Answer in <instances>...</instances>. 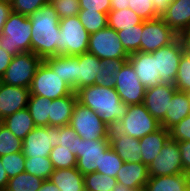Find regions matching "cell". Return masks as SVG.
Segmentation results:
<instances>
[{
  "label": "cell",
  "instance_id": "obj_1",
  "mask_svg": "<svg viewBox=\"0 0 190 191\" xmlns=\"http://www.w3.org/2000/svg\"><path fill=\"white\" fill-rule=\"evenodd\" d=\"M29 19L32 26L31 52L42 60L59 55L60 18L55 8L48 2Z\"/></svg>",
  "mask_w": 190,
  "mask_h": 191
},
{
  "label": "cell",
  "instance_id": "obj_2",
  "mask_svg": "<svg viewBox=\"0 0 190 191\" xmlns=\"http://www.w3.org/2000/svg\"><path fill=\"white\" fill-rule=\"evenodd\" d=\"M77 102L96 112L111 129L126 115L128 105L123 103L114 87L100 84L86 86L76 92Z\"/></svg>",
  "mask_w": 190,
  "mask_h": 191
},
{
  "label": "cell",
  "instance_id": "obj_3",
  "mask_svg": "<svg viewBox=\"0 0 190 191\" xmlns=\"http://www.w3.org/2000/svg\"><path fill=\"white\" fill-rule=\"evenodd\" d=\"M31 36L29 17L12 12L0 34V48L12 56L31 52Z\"/></svg>",
  "mask_w": 190,
  "mask_h": 191
},
{
  "label": "cell",
  "instance_id": "obj_4",
  "mask_svg": "<svg viewBox=\"0 0 190 191\" xmlns=\"http://www.w3.org/2000/svg\"><path fill=\"white\" fill-rule=\"evenodd\" d=\"M59 55H81L88 50L90 34L78 16L60 19Z\"/></svg>",
  "mask_w": 190,
  "mask_h": 191
},
{
  "label": "cell",
  "instance_id": "obj_5",
  "mask_svg": "<svg viewBox=\"0 0 190 191\" xmlns=\"http://www.w3.org/2000/svg\"><path fill=\"white\" fill-rule=\"evenodd\" d=\"M69 125L82 139H109L110 128L96 112L79 102L74 106Z\"/></svg>",
  "mask_w": 190,
  "mask_h": 191
},
{
  "label": "cell",
  "instance_id": "obj_6",
  "mask_svg": "<svg viewBox=\"0 0 190 191\" xmlns=\"http://www.w3.org/2000/svg\"><path fill=\"white\" fill-rule=\"evenodd\" d=\"M116 128L128 136L140 139L156 132L161 125L141 103L129 105L126 115L118 122Z\"/></svg>",
  "mask_w": 190,
  "mask_h": 191
},
{
  "label": "cell",
  "instance_id": "obj_7",
  "mask_svg": "<svg viewBox=\"0 0 190 191\" xmlns=\"http://www.w3.org/2000/svg\"><path fill=\"white\" fill-rule=\"evenodd\" d=\"M42 61L41 58L32 52L13 56L11 63L0 81L7 85L30 88L37 68Z\"/></svg>",
  "mask_w": 190,
  "mask_h": 191
},
{
  "label": "cell",
  "instance_id": "obj_8",
  "mask_svg": "<svg viewBox=\"0 0 190 191\" xmlns=\"http://www.w3.org/2000/svg\"><path fill=\"white\" fill-rule=\"evenodd\" d=\"M73 89L44 62L40 64L30 86V95H40L50 100L70 95Z\"/></svg>",
  "mask_w": 190,
  "mask_h": 191
},
{
  "label": "cell",
  "instance_id": "obj_9",
  "mask_svg": "<svg viewBox=\"0 0 190 191\" xmlns=\"http://www.w3.org/2000/svg\"><path fill=\"white\" fill-rule=\"evenodd\" d=\"M87 52L100 60L129 58L117 31L109 26L90 34Z\"/></svg>",
  "mask_w": 190,
  "mask_h": 191
},
{
  "label": "cell",
  "instance_id": "obj_10",
  "mask_svg": "<svg viewBox=\"0 0 190 191\" xmlns=\"http://www.w3.org/2000/svg\"><path fill=\"white\" fill-rule=\"evenodd\" d=\"M156 58L160 85L174 86L182 54L183 43L179 36L169 45L152 52Z\"/></svg>",
  "mask_w": 190,
  "mask_h": 191
},
{
  "label": "cell",
  "instance_id": "obj_11",
  "mask_svg": "<svg viewBox=\"0 0 190 191\" xmlns=\"http://www.w3.org/2000/svg\"><path fill=\"white\" fill-rule=\"evenodd\" d=\"M57 139V126H36L23 139L22 153L25 157H49Z\"/></svg>",
  "mask_w": 190,
  "mask_h": 191
},
{
  "label": "cell",
  "instance_id": "obj_12",
  "mask_svg": "<svg viewBox=\"0 0 190 191\" xmlns=\"http://www.w3.org/2000/svg\"><path fill=\"white\" fill-rule=\"evenodd\" d=\"M115 78L114 88L123 103L128 106L143 103L146 88L128 61L119 68Z\"/></svg>",
  "mask_w": 190,
  "mask_h": 191
},
{
  "label": "cell",
  "instance_id": "obj_13",
  "mask_svg": "<svg viewBox=\"0 0 190 191\" xmlns=\"http://www.w3.org/2000/svg\"><path fill=\"white\" fill-rule=\"evenodd\" d=\"M178 35L161 17L144 20L141 37V52L152 53L163 46L171 44Z\"/></svg>",
  "mask_w": 190,
  "mask_h": 191
},
{
  "label": "cell",
  "instance_id": "obj_14",
  "mask_svg": "<svg viewBox=\"0 0 190 191\" xmlns=\"http://www.w3.org/2000/svg\"><path fill=\"white\" fill-rule=\"evenodd\" d=\"M149 176H167L184 173L178 141L169 139L148 166Z\"/></svg>",
  "mask_w": 190,
  "mask_h": 191
},
{
  "label": "cell",
  "instance_id": "obj_15",
  "mask_svg": "<svg viewBox=\"0 0 190 191\" xmlns=\"http://www.w3.org/2000/svg\"><path fill=\"white\" fill-rule=\"evenodd\" d=\"M110 147L109 139L85 140L78 136L76 168L87 175L100 168L102 153Z\"/></svg>",
  "mask_w": 190,
  "mask_h": 191
},
{
  "label": "cell",
  "instance_id": "obj_16",
  "mask_svg": "<svg viewBox=\"0 0 190 191\" xmlns=\"http://www.w3.org/2000/svg\"><path fill=\"white\" fill-rule=\"evenodd\" d=\"M136 72L141 84L147 89L160 85V73L157 71L153 53L135 52L127 60Z\"/></svg>",
  "mask_w": 190,
  "mask_h": 191
},
{
  "label": "cell",
  "instance_id": "obj_17",
  "mask_svg": "<svg viewBox=\"0 0 190 191\" xmlns=\"http://www.w3.org/2000/svg\"><path fill=\"white\" fill-rule=\"evenodd\" d=\"M176 91L175 86L166 85L146 89L143 104L158 122L164 119L169 103Z\"/></svg>",
  "mask_w": 190,
  "mask_h": 191
},
{
  "label": "cell",
  "instance_id": "obj_18",
  "mask_svg": "<svg viewBox=\"0 0 190 191\" xmlns=\"http://www.w3.org/2000/svg\"><path fill=\"white\" fill-rule=\"evenodd\" d=\"M30 88L16 87L0 81V117L2 119L28 105Z\"/></svg>",
  "mask_w": 190,
  "mask_h": 191
},
{
  "label": "cell",
  "instance_id": "obj_19",
  "mask_svg": "<svg viewBox=\"0 0 190 191\" xmlns=\"http://www.w3.org/2000/svg\"><path fill=\"white\" fill-rule=\"evenodd\" d=\"M110 147L124 162H142L139 139L113 127L109 131Z\"/></svg>",
  "mask_w": 190,
  "mask_h": 191
},
{
  "label": "cell",
  "instance_id": "obj_20",
  "mask_svg": "<svg viewBox=\"0 0 190 191\" xmlns=\"http://www.w3.org/2000/svg\"><path fill=\"white\" fill-rule=\"evenodd\" d=\"M149 177L148 166L142 162H124L116 174L118 183L134 191L144 189Z\"/></svg>",
  "mask_w": 190,
  "mask_h": 191
},
{
  "label": "cell",
  "instance_id": "obj_21",
  "mask_svg": "<svg viewBox=\"0 0 190 191\" xmlns=\"http://www.w3.org/2000/svg\"><path fill=\"white\" fill-rule=\"evenodd\" d=\"M55 74L73 89L77 91V64L79 59L72 55H56L43 60Z\"/></svg>",
  "mask_w": 190,
  "mask_h": 191
},
{
  "label": "cell",
  "instance_id": "obj_22",
  "mask_svg": "<svg viewBox=\"0 0 190 191\" xmlns=\"http://www.w3.org/2000/svg\"><path fill=\"white\" fill-rule=\"evenodd\" d=\"M161 18L179 36L190 29V0L171 2Z\"/></svg>",
  "mask_w": 190,
  "mask_h": 191
},
{
  "label": "cell",
  "instance_id": "obj_23",
  "mask_svg": "<svg viewBox=\"0 0 190 191\" xmlns=\"http://www.w3.org/2000/svg\"><path fill=\"white\" fill-rule=\"evenodd\" d=\"M77 103V95L73 91L70 95L51 100L49 126H66L69 125L72 112Z\"/></svg>",
  "mask_w": 190,
  "mask_h": 191
},
{
  "label": "cell",
  "instance_id": "obj_24",
  "mask_svg": "<svg viewBox=\"0 0 190 191\" xmlns=\"http://www.w3.org/2000/svg\"><path fill=\"white\" fill-rule=\"evenodd\" d=\"M76 56L79 59L77 64V90L97 84V75L101 71L100 59L89 52Z\"/></svg>",
  "mask_w": 190,
  "mask_h": 191
},
{
  "label": "cell",
  "instance_id": "obj_25",
  "mask_svg": "<svg viewBox=\"0 0 190 191\" xmlns=\"http://www.w3.org/2000/svg\"><path fill=\"white\" fill-rule=\"evenodd\" d=\"M188 115H190V100L184 91L177 90L172 96L165 117L160 122V125L169 130Z\"/></svg>",
  "mask_w": 190,
  "mask_h": 191
},
{
  "label": "cell",
  "instance_id": "obj_26",
  "mask_svg": "<svg viewBox=\"0 0 190 191\" xmlns=\"http://www.w3.org/2000/svg\"><path fill=\"white\" fill-rule=\"evenodd\" d=\"M169 139V130L163 127L154 133L147 134L143 138H140L139 144L142 153V163L149 166Z\"/></svg>",
  "mask_w": 190,
  "mask_h": 191
},
{
  "label": "cell",
  "instance_id": "obj_27",
  "mask_svg": "<svg viewBox=\"0 0 190 191\" xmlns=\"http://www.w3.org/2000/svg\"><path fill=\"white\" fill-rule=\"evenodd\" d=\"M49 181L60 191H85L84 175L76 167L54 169Z\"/></svg>",
  "mask_w": 190,
  "mask_h": 191
},
{
  "label": "cell",
  "instance_id": "obj_28",
  "mask_svg": "<svg viewBox=\"0 0 190 191\" xmlns=\"http://www.w3.org/2000/svg\"><path fill=\"white\" fill-rule=\"evenodd\" d=\"M144 189L146 191H188L187 174L150 176Z\"/></svg>",
  "mask_w": 190,
  "mask_h": 191
},
{
  "label": "cell",
  "instance_id": "obj_29",
  "mask_svg": "<svg viewBox=\"0 0 190 191\" xmlns=\"http://www.w3.org/2000/svg\"><path fill=\"white\" fill-rule=\"evenodd\" d=\"M3 123L16 137L22 140L36 127L27 107L7 116L3 119Z\"/></svg>",
  "mask_w": 190,
  "mask_h": 191
},
{
  "label": "cell",
  "instance_id": "obj_30",
  "mask_svg": "<svg viewBox=\"0 0 190 191\" xmlns=\"http://www.w3.org/2000/svg\"><path fill=\"white\" fill-rule=\"evenodd\" d=\"M144 20L130 8L123 10H110L108 13V26L115 31L124 30V28H135L142 24Z\"/></svg>",
  "mask_w": 190,
  "mask_h": 191
},
{
  "label": "cell",
  "instance_id": "obj_31",
  "mask_svg": "<svg viewBox=\"0 0 190 191\" xmlns=\"http://www.w3.org/2000/svg\"><path fill=\"white\" fill-rule=\"evenodd\" d=\"M51 100L40 95H30L27 108L36 126H49Z\"/></svg>",
  "mask_w": 190,
  "mask_h": 191
},
{
  "label": "cell",
  "instance_id": "obj_32",
  "mask_svg": "<svg viewBox=\"0 0 190 191\" xmlns=\"http://www.w3.org/2000/svg\"><path fill=\"white\" fill-rule=\"evenodd\" d=\"M128 59H105L100 60L101 71L97 75V84L104 87H114L116 81V74L119 68Z\"/></svg>",
  "mask_w": 190,
  "mask_h": 191
},
{
  "label": "cell",
  "instance_id": "obj_33",
  "mask_svg": "<svg viewBox=\"0 0 190 191\" xmlns=\"http://www.w3.org/2000/svg\"><path fill=\"white\" fill-rule=\"evenodd\" d=\"M43 181L33 174L22 172L9 178L5 191H38Z\"/></svg>",
  "mask_w": 190,
  "mask_h": 191
},
{
  "label": "cell",
  "instance_id": "obj_34",
  "mask_svg": "<svg viewBox=\"0 0 190 191\" xmlns=\"http://www.w3.org/2000/svg\"><path fill=\"white\" fill-rule=\"evenodd\" d=\"M143 32V23L136 25L135 28H124L117 31L125 51L130 55L135 52H141V37Z\"/></svg>",
  "mask_w": 190,
  "mask_h": 191
},
{
  "label": "cell",
  "instance_id": "obj_35",
  "mask_svg": "<svg viewBox=\"0 0 190 191\" xmlns=\"http://www.w3.org/2000/svg\"><path fill=\"white\" fill-rule=\"evenodd\" d=\"M54 171L49 157H25V172L43 180H48Z\"/></svg>",
  "mask_w": 190,
  "mask_h": 191
},
{
  "label": "cell",
  "instance_id": "obj_36",
  "mask_svg": "<svg viewBox=\"0 0 190 191\" xmlns=\"http://www.w3.org/2000/svg\"><path fill=\"white\" fill-rule=\"evenodd\" d=\"M78 17L89 34L108 26V14L104 12L80 10Z\"/></svg>",
  "mask_w": 190,
  "mask_h": 191
},
{
  "label": "cell",
  "instance_id": "obj_37",
  "mask_svg": "<svg viewBox=\"0 0 190 191\" xmlns=\"http://www.w3.org/2000/svg\"><path fill=\"white\" fill-rule=\"evenodd\" d=\"M117 179L99 172L84 175L85 191H112Z\"/></svg>",
  "mask_w": 190,
  "mask_h": 191
},
{
  "label": "cell",
  "instance_id": "obj_38",
  "mask_svg": "<svg viewBox=\"0 0 190 191\" xmlns=\"http://www.w3.org/2000/svg\"><path fill=\"white\" fill-rule=\"evenodd\" d=\"M123 163L124 161L118 156V154L109 147L104 153H102L100 168H96V172L116 178V174Z\"/></svg>",
  "mask_w": 190,
  "mask_h": 191
},
{
  "label": "cell",
  "instance_id": "obj_39",
  "mask_svg": "<svg viewBox=\"0 0 190 191\" xmlns=\"http://www.w3.org/2000/svg\"><path fill=\"white\" fill-rule=\"evenodd\" d=\"M49 158L52 161L54 169L76 167V156L72 151L62 148L60 145H57L51 150Z\"/></svg>",
  "mask_w": 190,
  "mask_h": 191
},
{
  "label": "cell",
  "instance_id": "obj_40",
  "mask_svg": "<svg viewBox=\"0 0 190 191\" xmlns=\"http://www.w3.org/2000/svg\"><path fill=\"white\" fill-rule=\"evenodd\" d=\"M22 145L23 140L3 125L0 131V156L22 151Z\"/></svg>",
  "mask_w": 190,
  "mask_h": 191
},
{
  "label": "cell",
  "instance_id": "obj_41",
  "mask_svg": "<svg viewBox=\"0 0 190 191\" xmlns=\"http://www.w3.org/2000/svg\"><path fill=\"white\" fill-rule=\"evenodd\" d=\"M0 159L9 178L25 172V156L22 151L0 156Z\"/></svg>",
  "mask_w": 190,
  "mask_h": 191
},
{
  "label": "cell",
  "instance_id": "obj_42",
  "mask_svg": "<svg viewBox=\"0 0 190 191\" xmlns=\"http://www.w3.org/2000/svg\"><path fill=\"white\" fill-rule=\"evenodd\" d=\"M78 133L70 126L58 127V145L69 149L77 158Z\"/></svg>",
  "mask_w": 190,
  "mask_h": 191
},
{
  "label": "cell",
  "instance_id": "obj_43",
  "mask_svg": "<svg viewBox=\"0 0 190 191\" xmlns=\"http://www.w3.org/2000/svg\"><path fill=\"white\" fill-rule=\"evenodd\" d=\"M49 3L55 8L60 19L78 16L80 12L79 0H49Z\"/></svg>",
  "mask_w": 190,
  "mask_h": 191
},
{
  "label": "cell",
  "instance_id": "obj_44",
  "mask_svg": "<svg viewBox=\"0 0 190 191\" xmlns=\"http://www.w3.org/2000/svg\"><path fill=\"white\" fill-rule=\"evenodd\" d=\"M174 86L179 91L190 88V56L186 53L182 54Z\"/></svg>",
  "mask_w": 190,
  "mask_h": 191
},
{
  "label": "cell",
  "instance_id": "obj_45",
  "mask_svg": "<svg viewBox=\"0 0 190 191\" xmlns=\"http://www.w3.org/2000/svg\"><path fill=\"white\" fill-rule=\"evenodd\" d=\"M12 12L24 16H30L32 13L47 4L49 0H10Z\"/></svg>",
  "mask_w": 190,
  "mask_h": 191
},
{
  "label": "cell",
  "instance_id": "obj_46",
  "mask_svg": "<svg viewBox=\"0 0 190 191\" xmlns=\"http://www.w3.org/2000/svg\"><path fill=\"white\" fill-rule=\"evenodd\" d=\"M129 8L143 20H152L159 17L155 13L152 0H130Z\"/></svg>",
  "mask_w": 190,
  "mask_h": 191
},
{
  "label": "cell",
  "instance_id": "obj_47",
  "mask_svg": "<svg viewBox=\"0 0 190 191\" xmlns=\"http://www.w3.org/2000/svg\"><path fill=\"white\" fill-rule=\"evenodd\" d=\"M170 139L174 141L190 140V115L169 129Z\"/></svg>",
  "mask_w": 190,
  "mask_h": 191
},
{
  "label": "cell",
  "instance_id": "obj_48",
  "mask_svg": "<svg viewBox=\"0 0 190 191\" xmlns=\"http://www.w3.org/2000/svg\"><path fill=\"white\" fill-rule=\"evenodd\" d=\"M80 10L109 13L111 0H79Z\"/></svg>",
  "mask_w": 190,
  "mask_h": 191
},
{
  "label": "cell",
  "instance_id": "obj_49",
  "mask_svg": "<svg viewBox=\"0 0 190 191\" xmlns=\"http://www.w3.org/2000/svg\"><path fill=\"white\" fill-rule=\"evenodd\" d=\"M184 173H190V140L178 142Z\"/></svg>",
  "mask_w": 190,
  "mask_h": 191
},
{
  "label": "cell",
  "instance_id": "obj_50",
  "mask_svg": "<svg viewBox=\"0 0 190 191\" xmlns=\"http://www.w3.org/2000/svg\"><path fill=\"white\" fill-rule=\"evenodd\" d=\"M11 13L12 7L10 0H0V34Z\"/></svg>",
  "mask_w": 190,
  "mask_h": 191
},
{
  "label": "cell",
  "instance_id": "obj_51",
  "mask_svg": "<svg viewBox=\"0 0 190 191\" xmlns=\"http://www.w3.org/2000/svg\"><path fill=\"white\" fill-rule=\"evenodd\" d=\"M12 58V55L8 54L7 51H5L3 48H0V79L5 74Z\"/></svg>",
  "mask_w": 190,
  "mask_h": 191
},
{
  "label": "cell",
  "instance_id": "obj_52",
  "mask_svg": "<svg viewBox=\"0 0 190 191\" xmlns=\"http://www.w3.org/2000/svg\"><path fill=\"white\" fill-rule=\"evenodd\" d=\"M176 0H152L155 13L161 17L169 7L170 3Z\"/></svg>",
  "mask_w": 190,
  "mask_h": 191
},
{
  "label": "cell",
  "instance_id": "obj_53",
  "mask_svg": "<svg viewBox=\"0 0 190 191\" xmlns=\"http://www.w3.org/2000/svg\"><path fill=\"white\" fill-rule=\"evenodd\" d=\"M179 38L181 39L183 43L184 53H186L188 56H190V29L185 30L179 35Z\"/></svg>",
  "mask_w": 190,
  "mask_h": 191
},
{
  "label": "cell",
  "instance_id": "obj_54",
  "mask_svg": "<svg viewBox=\"0 0 190 191\" xmlns=\"http://www.w3.org/2000/svg\"><path fill=\"white\" fill-rule=\"evenodd\" d=\"M9 177L3 168L1 159H0V191H5L8 185Z\"/></svg>",
  "mask_w": 190,
  "mask_h": 191
},
{
  "label": "cell",
  "instance_id": "obj_55",
  "mask_svg": "<svg viewBox=\"0 0 190 191\" xmlns=\"http://www.w3.org/2000/svg\"><path fill=\"white\" fill-rule=\"evenodd\" d=\"M130 0H111V10H123L129 8Z\"/></svg>",
  "mask_w": 190,
  "mask_h": 191
},
{
  "label": "cell",
  "instance_id": "obj_56",
  "mask_svg": "<svg viewBox=\"0 0 190 191\" xmlns=\"http://www.w3.org/2000/svg\"><path fill=\"white\" fill-rule=\"evenodd\" d=\"M38 191H60L59 188L51 181L44 180Z\"/></svg>",
  "mask_w": 190,
  "mask_h": 191
},
{
  "label": "cell",
  "instance_id": "obj_57",
  "mask_svg": "<svg viewBox=\"0 0 190 191\" xmlns=\"http://www.w3.org/2000/svg\"><path fill=\"white\" fill-rule=\"evenodd\" d=\"M112 191H134V190L117 182V184L115 185Z\"/></svg>",
  "mask_w": 190,
  "mask_h": 191
},
{
  "label": "cell",
  "instance_id": "obj_58",
  "mask_svg": "<svg viewBox=\"0 0 190 191\" xmlns=\"http://www.w3.org/2000/svg\"><path fill=\"white\" fill-rule=\"evenodd\" d=\"M187 185H188V191H190V173L187 174Z\"/></svg>",
  "mask_w": 190,
  "mask_h": 191
},
{
  "label": "cell",
  "instance_id": "obj_59",
  "mask_svg": "<svg viewBox=\"0 0 190 191\" xmlns=\"http://www.w3.org/2000/svg\"><path fill=\"white\" fill-rule=\"evenodd\" d=\"M184 93L187 96V98L190 100V88L187 90H184Z\"/></svg>",
  "mask_w": 190,
  "mask_h": 191
},
{
  "label": "cell",
  "instance_id": "obj_60",
  "mask_svg": "<svg viewBox=\"0 0 190 191\" xmlns=\"http://www.w3.org/2000/svg\"><path fill=\"white\" fill-rule=\"evenodd\" d=\"M3 125H4L3 119L0 117V131H1L2 127H3Z\"/></svg>",
  "mask_w": 190,
  "mask_h": 191
}]
</instances>
